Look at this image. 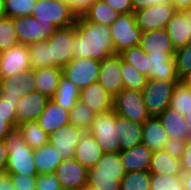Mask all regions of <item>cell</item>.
<instances>
[{
	"label": "cell",
	"instance_id": "obj_1",
	"mask_svg": "<svg viewBox=\"0 0 191 190\" xmlns=\"http://www.w3.org/2000/svg\"><path fill=\"white\" fill-rule=\"evenodd\" d=\"M74 27L72 58L102 61L104 58L115 55L110 27L87 22L82 17H77Z\"/></svg>",
	"mask_w": 191,
	"mask_h": 190
},
{
	"label": "cell",
	"instance_id": "obj_2",
	"mask_svg": "<svg viewBox=\"0 0 191 190\" xmlns=\"http://www.w3.org/2000/svg\"><path fill=\"white\" fill-rule=\"evenodd\" d=\"M4 140L8 149L6 172L9 174L37 176L33 149L27 145L18 129L10 132Z\"/></svg>",
	"mask_w": 191,
	"mask_h": 190
},
{
	"label": "cell",
	"instance_id": "obj_3",
	"mask_svg": "<svg viewBox=\"0 0 191 190\" xmlns=\"http://www.w3.org/2000/svg\"><path fill=\"white\" fill-rule=\"evenodd\" d=\"M30 16L39 23L53 24L56 28L71 26L77 19L70 4L61 0H37Z\"/></svg>",
	"mask_w": 191,
	"mask_h": 190
},
{
	"label": "cell",
	"instance_id": "obj_4",
	"mask_svg": "<svg viewBox=\"0 0 191 190\" xmlns=\"http://www.w3.org/2000/svg\"><path fill=\"white\" fill-rule=\"evenodd\" d=\"M180 81L148 79L142 93L144 103L150 117H158L169 108L172 94Z\"/></svg>",
	"mask_w": 191,
	"mask_h": 190
},
{
	"label": "cell",
	"instance_id": "obj_5",
	"mask_svg": "<svg viewBox=\"0 0 191 190\" xmlns=\"http://www.w3.org/2000/svg\"><path fill=\"white\" fill-rule=\"evenodd\" d=\"M100 145L103 153H119L118 130L115 129V112L113 109L98 113L88 131Z\"/></svg>",
	"mask_w": 191,
	"mask_h": 190
},
{
	"label": "cell",
	"instance_id": "obj_6",
	"mask_svg": "<svg viewBox=\"0 0 191 190\" xmlns=\"http://www.w3.org/2000/svg\"><path fill=\"white\" fill-rule=\"evenodd\" d=\"M115 54H120L131 47L139 46L142 31L136 23L134 13L121 14L110 26Z\"/></svg>",
	"mask_w": 191,
	"mask_h": 190
},
{
	"label": "cell",
	"instance_id": "obj_7",
	"mask_svg": "<svg viewBox=\"0 0 191 190\" xmlns=\"http://www.w3.org/2000/svg\"><path fill=\"white\" fill-rule=\"evenodd\" d=\"M112 109L116 114L141 124L150 118L144 103L143 93L139 90L124 88L113 97Z\"/></svg>",
	"mask_w": 191,
	"mask_h": 190
},
{
	"label": "cell",
	"instance_id": "obj_8",
	"mask_svg": "<svg viewBox=\"0 0 191 190\" xmlns=\"http://www.w3.org/2000/svg\"><path fill=\"white\" fill-rule=\"evenodd\" d=\"M75 35L74 24L68 27L57 28L46 41L49 44V59L53 67L63 69L72 59V43Z\"/></svg>",
	"mask_w": 191,
	"mask_h": 190
},
{
	"label": "cell",
	"instance_id": "obj_9",
	"mask_svg": "<svg viewBox=\"0 0 191 190\" xmlns=\"http://www.w3.org/2000/svg\"><path fill=\"white\" fill-rule=\"evenodd\" d=\"M100 62L90 58H72L62 69V75L69 79L81 91L90 84L97 82Z\"/></svg>",
	"mask_w": 191,
	"mask_h": 190
},
{
	"label": "cell",
	"instance_id": "obj_10",
	"mask_svg": "<svg viewBox=\"0 0 191 190\" xmlns=\"http://www.w3.org/2000/svg\"><path fill=\"white\" fill-rule=\"evenodd\" d=\"M13 23L19 42L25 46L47 41L57 29L53 24L37 22L32 16L13 18Z\"/></svg>",
	"mask_w": 191,
	"mask_h": 190
},
{
	"label": "cell",
	"instance_id": "obj_11",
	"mask_svg": "<svg viewBox=\"0 0 191 190\" xmlns=\"http://www.w3.org/2000/svg\"><path fill=\"white\" fill-rule=\"evenodd\" d=\"M176 12L172 4H159L134 12L136 23L142 32L164 29Z\"/></svg>",
	"mask_w": 191,
	"mask_h": 190
},
{
	"label": "cell",
	"instance_id": "obj_12",
	"mask_svg": "<svg viewBox=\"0 0 191 190\" xmlns=\"http://www.w3.org/2000/svg\"><path fill=\"white\" fill-rule=\"evenodd\" d=\"M35 91L34 69H28L13 77L0 78V97L11 101Z\"/></svg>",
	"mask_w": 191,
	"mask_h": 190
},
{
	"label": "cell",
	"instance_id": "obj_13",
	"mask_svg": "<svg viewBox=\"0 0 191 190\" xmlns=\"http://www.w3.org/2000/svg\"><path fill=\"white\" fill-rule=\"evenodd\" d=\"M54 174L60 182L61 189L80 190L87 185L88 169L74 158L63 160Z\"/></svg>",
	"mask_w": 191,
	"mask_h": 190
},
{
	"label": "cell",
	"instance_id": "obj_14",
	"mask_svg": "<svg viewBox=\"0 0 191 190\" xmlns=\"http://www.w3.org/2000/svg\"><path fill=\"white\" fill-rule=\"evenodd\" d=\"M0 78L13 77L31 69L28 46L21 43L0 53Z\"/></svg>",
	"mask_w": 191,
	"mask_h": 190
},
{
	"label": "cell",
	"instance_id": "obj_15",
	"mask_svg": "<svg viewBox=\"0 0 191 190\" xmlns=\"http://www.w3.org/2000/svg\"><path fill=\"white\" fill-rule=\"evenodd\" d=\"M97 83L112 97L124 89L121 76V56L119 54L104 58L100 62Z\"/></svg>",
	"mask_w": 191,
	"mask_h": 190
},
{
	"label": "cell",
	"instance_id": "obj_16",
	"mask_svg": "<svg viewBox=\"0 0 191 190\" xmlns=\"http://www.w3.org/2000/svg\"><path fill=\"white\" fill-rule=\"evenodd\" d=\"M83 134V130L69 123L49 134V143L58 150L63 160L71 159Z\"/></svg>",
	"mask_w": 191,
	"mask_h": 190
},
{
	"label": "cell",
	"instance_id": "obj_17",
	"mask_svg": "<svg viewBox=\"0 0 191 190\" xmlns=\"http://www.w3.org/2000/svg\"><path fill=\"white\" fill-rule=\"evenodd\" d=\"M165 29L175 49L191 43V9L176 10Z\"/></svg>",
	"mask_w": 191,
	"mask_h": 190
},
{
	"label": "cell",
	"instance_id": "obj_18",
	"mask_svg": "<svg viewBox=\"0 0 191 190\" xmlns=\"http://www.w3.org/2000/svg\"><path fill=\"white\" fill-rule=\"evenodd\" d=\"M49 99L36 90L21 97L16 108L17 126L24 122L37 121Z\"/></svg>",
	"mask_w": 191,
	"mask_h": 190
},
{
	"label": "cell",
	"instance_id": "obj_19",
	"mask_svg": "<svg viewBox=\"0 0 191 190\" xmlns=\"http://www.w3.org/2000/svg\"><path fill=\"white\" fill-rule=\"evenodd\" d=\"M148 79L180 81L174 58L169 53L147 54Z\"/></svg>",
	"mask_w": 191,
	"mask_h": 190
},
{
	"label": "cell",
	"instance_id": "obj_20",
	"mask_svg": "<svg viewBox=\"0 0 191 190\" xmlns=\"http://www.w3.org/2000/svg\"><path fill=\"white\" fill-rule=\"evenodd\" d=\"M69 113L70 110L64 109L52 99H49L44 107V110L39 115L37 122L40 127L49 135L70 123Z\"/></svg>",
	"mask_w": 191,
	"mask_h": 190
},
{
	"label": "cell",
	"instance_id": "obj_21",
	"mask_svg": "<svg viewBox=\"0 0 191 190\" xmlns=\"http://www.w3.org/2000/svg\"><path fill=\"white\" fill-rule=\"evenodd\" d=\"M80 101L96 115L113 108V97L97 82L80 91Z\"/></svg>",
	"mask_w": 191,
	"mask_h": 190
},
{
	"label": "cell",
	"instance_id": "obj_22",
	"mask_svg": "<svg viewBox=\"0 0 191 190\" xmlns=\"http://www.w3.org/2000/svg\"><path fill=\"white\" fill-rule=\"evenodd\" d=\"M143 124L134 122L115 113V129L118 130L120 151L130 149L142 143Z\"/></svg>",
	"mask_w": 191,
	"mask_h": 190
},
{
	"label": "cell",
	"instance_id": "obj_23",
	"mask_svg": "<svg viewBox=\"0 0 191 190\" xmlns=\"http://www.w3.org/2000/svg\"><path fill=\"white\" fill-rule=\"evenodd\" d=\"M152 151L144 144L119 152L121 163L126 172L148 171Z\"/></svg>",
	"mask_w": 191,
	"mask_h": 190
},
{
	"label": "cell",
	"instance_id": "obj_24",
	"mask_svg": "<svg viewBox=\"0 0 191 190\" xmlns=\"http://www.w3.org/2000/svg\"><path fill=\"white\" fill-rule=\"evenodd\" d=\"M139 46L147 54L169 53L172 57L176 50L165 28L143 32Z\"/></svg>",
	"mask_w": 191,
	"mask_h": 190
},
{
	"label": "cell",
	"instance_id": "obj_25",
	"mask_svg": "<svg viewBox=\"0 0 191 190\" xmlns=\"http://www.w3.org/2000/svg\"><path fill=\"white\" fill-rule=\"evenodd\" d=\"M103 151L89 132H84L75 148L73 158L87 169L92 168L102 157Z\"/></svg>",
	"mask_w": 191,
	"mask_h": 190
},
{
	"label": "cell",
	"instance_id": "obj_26",
	"mask_svg": "<svg viewBox=\"0 0 191 190\" xmlns=\"http://www.w3.org/2000/svg\"><path fill=\"white\" fill-rule=\"evenodd\" d=\"M169 137L158 117H150L143 123L142 144L152 152L163 150Z\"/></svg>",
	"mask_w": 191,
	"mask_h": 190
},
{
	"label": "cell",
	"instance_id": "obj_27",
	"mask_svg": "<svg viewBox=\"0 0 191 190\" xmlns=\"http://www.w3.org/2000/svg\"><path fill=\"white\" fill-rule=\"evenodd\" d=\"M158 119L170 139L187 140L189 124L183 115L171 108H167L158 116Z\"/></svg>",
	"mask_w": 191,
	"mask_h": 190
},
{
	"label": "cell",
	"instance_id": "obj_28",
	"mask_svg": "<svg viewBox=\"0 0 191 190\" xmlns=\"http://www.w3.org/2000/svg\"><path fill=\"white\" fill-rule=\"evenodd\" d=\"M62 69L58 67L34 69L35 90L52 98L59 86Z\"/></svg>",
	"mask_w": 191,
	"mask_h": 190
},
{
	"label": "cell",
	"instance_id": "obj_29",
	"mask_svg": "<svg viewBox=\"0 0 191 190\" xmlns=\"http://www.w3.org/2000/svg\"><path fill=\"white\" fill-rule=\"evenodd\" d=\"M33 155L38 174L54 173L63 161L58 150L49 142L40 148L33 149Z\"/></svg>",
	"mask_w": 191,
	"mask_h": 190
},
{
	"label": "cell",
	"instance_id": "obj_30",
	"mask_svg": "<svg viewBox=\"0 0 191 190\" xmlns=\"http://www.w3.org/2000/svg\"><path fill=\"white\" fill-rule=\"evenodd\" d=\"M150 174L182 175L180 159L174 158L164 150L154 151L149 167Z\"/></svg>",
	"mask_w": 191,
	"mask_h": 190
},
{
	"label": "cell",
	"instance_id": "obj_31",
	"mask_svg": "<svg viewBox=\"0 0 191 190\" xmlns=\"http://www.w3.org/2000/svg\"><path fill=\"white\" fill-rule=\"evenodd\" d=\"M88 174L117 176V180L121 181L126 171L119 153H104L96 164L88 169Z\"/></svg>",
	"mask_w": 191,
	"mask_h": 190
},
{
	"label": "cell",
	"instance_id": "obj_32",
	"mask_svg": "<svg viewBox=\"0 0 191 190\" xmlns=\"http://www.w3.org/2000/svg\"><path fill=\"white\" fill-rule=\"evenodd\" d=\"M119 15L120 14L104 0H96L83 14L82 18L87 22L110 27L117 20Z\"/></svg>",
	"mask_w": 191,
	"mask_h": 190
},
{
	"label": "cell",
	"instance_id": "obj_33",
	"mask_svg": "<svg viewBox=\"0 0 191 190\" xmlns=\"http://www.w3.org/2000/svg\"><path fill=\"white\" fill-rule=\"evenodd\" d=\"M51 99L64 109L71 110L80 100V89L62 75L56 93Z\"/></svg>",
	"mask_w": 191,
	"mask_h": 190
},
{
	"label": "cell",
	"instance_id": "obj_34",
	"mask_svg": "<svg viewBox=\"0 0 191 190\" xmlns=\"http://www.w3.org/2000/svg\"><path fill=\"white\" fill-rule=\"evenodd\" d=\"M17 129L31 149L40 148L49 142V135L40 127L37 121L24 122L19 124Z\"/></svg>",
	"mask_w": 191,
	"mask_h": 190
},
{
	"label": "cell",
	"instance_id": "obj_35",
	"mask_svg": "<svg viewBox=\"0 0 191 190\" xmlns=\"http://www.w3.org/2000/svg\"><path fill=\"white\" fill-rule=\"evenodd\" d=\"M69 116L70 124L75 125L84 132H88L96 114L82 101L78 100L70 110Z\"/></svg>",
	"mask_w": 191,
	"mask_h": 190
},
{
	"label": "cell",
	"instance_id": "obj_36",
	"mask_svg": "<svg viewBox=\"0 0 191 190\" xmlns=\"http://www.w3.org/2000/svg\"><path fill=\"white\" fill-rule=\"evenodd\" d=\"M121 76L124 88L142 91L147 78L133 65L121 58Z\"/></svg>",
	"mask_w": 191,
	"mask_h": 190
},
{
	"label": "cell",
	"instance_id": "obj_37",
	"mask_svg": "<svg viewBox=\"0 0 191 190\" xmlns=\"http://www.w3.org/2000/svg\"><path fill=\"white\" fill-rule=\"evenodd\" d=\"M28 51L32 69L53 67V61L49 59V44L46 41L29 45Z\"/></svg>",
	"mask_w": 191,
	"mask_h": 190
},
{
	"label": "cell",
	"instance_id": "obj_38",
	"mask_svg": "<svg viewBox=\"0 0 191 190\" xmlns=\"http://www.w3.org/2000/svg\"><path fill=\"white\" fill-rule=\"evenodd\" d=\"M149 171L126 172L120 181V190H150Z\"/></svg>",
	"mask_w": 191,
	"mask_h": 190
},
{
	"label": "cell",
	"instance_id": "obj_39",
	"mask_svg": "<svg viewBox=\"0 0 191 190\" xmlns=\"http://www.w3.org/2000/svg\"><path fill=\"white\" fill-rule=\"evenodd\" d=\"M169 108L181 115L191 110V88L178 83L170 100Z\"/></svg>",
	"mask_w": 191,
	"mask_h": 190
},
{
	"label": "cell",
	"instance_id": "obj_40",
	"mask_svg": "<svg viewBox=\"0 0 191 190\" xmlns=\"http://www.w3.org/2000/svg\"><path fill=\"white\" fill-rule=\"evenodd\" d=\"M19 43L13 18L7 16L0 18V53L11 49Z\"/></svg>",
	"mask_w": 191,
	"mask_h": 190
},
{
	"label": "cell",
	"instance_id": "obj_41",
	"mask_svg": "<svg viewBox=\"0 0 191 190\" xmlns=\"http://www.w3.org/2000/svg\"><path fill=\"white\" fill-rule=\"evenodd\" d=\"M150 190H184L183 177L151 174Z\"/></svg>",
	"mask_w": 191,
	"mask_h": 190
},
{
	"label": "cell",
	"instance_id": "obj_42",
	"mask_svg": "<svg viewBox=\"0 0 191 190\" xmlns=\"http://www.w3.org/2000/svg\"><path fill=\"white\" fill-rule=\"evenodd\" d=\"M121 58L133 65L148 80L147 53L140 46L131 47L119 54Z\"/></svg>",
	"mask_w": 191,
	"mask_h": 190
},
{
	"label": "cell",
	"instance_id": "obj_43",
	"mask_svg": "<svg viewBox=\"0 0 191 190\" xmlns=\"http://www.w3.org/2000/svg\"><path fill=\"white\" fill-rule=\"evenodd\" d=\"M37 0H4V12L7 17L30 16Z\"/></svg>",
	"mask_w": 191,
	"mask_h": 190
},
{
	"label": "cell",
	"instance_id": "obj_44",
	"mask_svg": "<svg viewBox=\"0 0 191 190\" xmlns=\"http://www.w3.org/2000/svg\"><path fill=\"white\" fill-rule=\"evenodd\" d=\"M87 186L95 190H120V181L117 176L88 174Z\"/></svg>",
	"mask_w": 191,
	"mask_h": 190
},
{
	"label": "cell",
	"instance_id": "obj_45",
	"mask_svg": "<svg viewBox=\"0 0 191 190\" xmlns=\"http://www.w3.org/2000/svg\"><path fill=\"white\" fill-rule=\"evenodd\" d=\"M173 58L177 74L181 78L185 73L191 71V43L177 48Z\"/></svg>",
	"mask_w": 191,
	"mask_h": 190
},
{
	"label": "cell",
	"instance_id": "obj_46",
	"mask_svg": "<svg viewBox=\"0 0 191 190\" xmlns=\"http://www.w3.org/2000/svg\"><path fill=\"white\" fill-rule=\"evenodd\" d=\"M35 186L36 190H62L54 173L38 174Z\"/></svg>",
	"mask_w": 191,
	"mask_h": 190
},
{
	"label": "cell",
	"instance_id": "obj_47",
	"mask_svg": "<svg viewBox=\"0 0 191 190\" xmlns=\"http://www.w3.org/2000/svg\"><path fill=\"white\" fill-rule=\"evenodd\" d=\"M15 190H36L37 176L10 174Z\"/></svg>",
	"mask_w": 191,
	"mask_h": 190
},
{
	"label": "cell",
	"instance_id": "obj_48",
	"mask_svg": "<svg viewBox=\"0 0 191 190\" xmlns=\"http://www.w3.org/2000/svg\"><path fill=\"white\" fill-rule=\"evenodd\" d=\"M187 141H183L180 139H168L166 144L164 145L163 150L167 152L169 155H171L174 158L181 159V156L183 154V151L185 150Z\"/></svg>",
	"mask_w": 191,
	"mask_h": 190
},
{
	"label": "cell",
	"instance_id": "obj_49",
	"mask_svg": "<svg viewBox=\"0 0 191 190\" xmlns=\"http://www.w3.org/2000/svg\"><path fill=\"white\" fill-rule=\"evenodd\" d=\"M14 129H17L16 115H0V139H5Z\"/></svg>",
	"mask_w": 191,
	"mask_h": 190
},
{
	"label": "cell",
	"instance_id": "obj_50",
	"mask_svg": "<svg viewBox=\"0 0 191 190\" xmlns=\"http://www.w3.org/2000/svg\"><path fill=\"white\" fill-rule=\"evenodd\" d=\"M70 4L72 12L77 17H82L83 14L94 4L96 0H61Z\"/></svg>",
	"mask_w": 191,
	"mask_h": 190
},
{
	"label": "cell",
	"instance_id": "obj_51",
	"mask_svg": "<svg viewBox=\"0 0 191 190\" xmlns=\"http://www.w3.org/2000/svg\"><path fill=\"white\" fill-rule=\"evenodd\" d=\"M104 1L107 4H109L120 15L134 13V8L132 6L131 0H104Z\"/></svg>",
	"mask_w": 191,
	"mask_h": 190
},
{
	"label": "cell",
	"instance_id": "obj_52",
	"mask_svg": "<svg viewBox=\"0 0 191 190\" xmlns=\"http://www.w3.org/2000/svg\"><path fill=\"white\" fill-rule=\"evenodd\" d=\"M134 12L159 4H171L170 0H131Z\"/></svg>",
	"mask_w": 191,
	"mask_h": 190
},
{
	"label": "cell",
	"instance_id": "obj_53",
	"mask_svg": "<svg viewBox=\"0 0 191 190\" xmlns=\"http://www.w3.org/2000/svg\"><path fill=\"white\" fill-rule=\"evenodd\" d=\"M18 102L0 97V115H16Z\"/></svg>",
	"mask_w": 191,
	"mask_h": 190
},
{
	"label": "cell",
	"instance_id": "obj_54",
	"mask_svg": "<svg viewBox=\"0 0 191 190\" xmlns=\"http://www.w3.org/2000/svg\"><path fill=\"white\" fill-rule=\"evenodd\" d=\"M182 173H191V143L186 144L180 159Z\"/></svg>",
	"mask_w": 191,
	"mask_h": 190
},
{
	"label": "cell",
	"instance_id": "obj_55",
	"mask_svg": "<svg viewBox=\"0 0 191 190\" xmlns=\"http://www.w3.org/2000/svg\"><path fill=\"white\" fill-rule=\"evenodd\" d=\"M8 163V149L4 139H0V173L6 172Z\"/></svg>",
	"mask_w": 191,
	"mask_h": 190
},
{
	"label": "cell",
	"instance_id": "obj_56",
	"mask_svg": "<svg viewBox=\"0 0 191 190\" xmlns=\"http://www.w3.org/2000/svg\"><path fill=\"white\" fill-rule=\"evenodd\" d=\"M0 190H15L10 174L7 172L0 173Z\"/></svg>",
	"mask_w": 191,
	"mask_h": 190
},
{
	"label": "cell",
	"instance_id": "obj_57",
	"mask_svg": "<svg viewBox=\"0 0 191 190\" xmlns=\"http://www.w3.org/2000/svg\"><path fill=\"white\" fill-rule=\"evenodd\" d=\"M170 3L177 11H185L191 9V0H170Z\"/></svg>",
	"mask_w": 191,
	"mask_h": 190
},
{
	"label": "cell",
	"instance_id": "obj_58",
	"mask_svg": "<svg viewBox=\"0 0 191 190\" xmlns=\"http://www.w3.org/2000/svg\"><path fill=\"white\" fill-rule=\"evenodd\" d=\"M184 190H191V173H183Z\"/></svg>",
	"mask_w": 191,
	"mask_h": 190
},
{
	"label": "cell",
	"instance_id": "obj_59",
	"mask_svg": "<svg viewBox=\"0 0 191 190\" xmlns=\"http://www.w3.org/2000/svg\"><path fill=\"white\" fill-rule=\"evenodd\" d=\"M180 83H182L184 86L191 88V71L185 73L181 78H180Z\"/></svg>",
	"mask_w": 191,
	"mask_h": 190
},
{
	"label": "cell",
	"instance_id": "obj_60",
	"mask_svg": "<svg viewBox=\"0 0 191 190\" xmlns=\"http://www.w3.org/2000/svg\"><path fill=\"white\" fill-rule=\"evenodd\" d=\"M183 116L186 119L187 123L189 124V130H188L186 141L188 143H191V110H189L188 112H185Z\"/></svg>",
	"mask_w": 191,
	"mask_h": 190
},
{
	"label": "cell",
	"instance_id": "obj_61",
	"mask_svg": "<svg viewBox=\"0 0 191 190\" xmlns=\"http://www.w3.org/2000/svg\"><path fill=\"white\" fill-rule=\"evenodd\" d=\"M6 16L4 12V0H0V18Z\"/></svg>",
	"mask_w": 191,
	"mask_h": 190
},
{
	"label": "cell",
	"instance_id": "obj_62",
	"mask_svg": "<svg viewBox=\"0 0 191 190\" xmlns=\"http://www.w3.org/2000/svg\"><path fill=\"white\" fill-rule=\"evenodd\" d=\"M80 190H95V189H93V188L86 185L83 188H81Z\"/></svg>",
	"mask_w": 191,
	"mask_h": 190
}]
</instances>
